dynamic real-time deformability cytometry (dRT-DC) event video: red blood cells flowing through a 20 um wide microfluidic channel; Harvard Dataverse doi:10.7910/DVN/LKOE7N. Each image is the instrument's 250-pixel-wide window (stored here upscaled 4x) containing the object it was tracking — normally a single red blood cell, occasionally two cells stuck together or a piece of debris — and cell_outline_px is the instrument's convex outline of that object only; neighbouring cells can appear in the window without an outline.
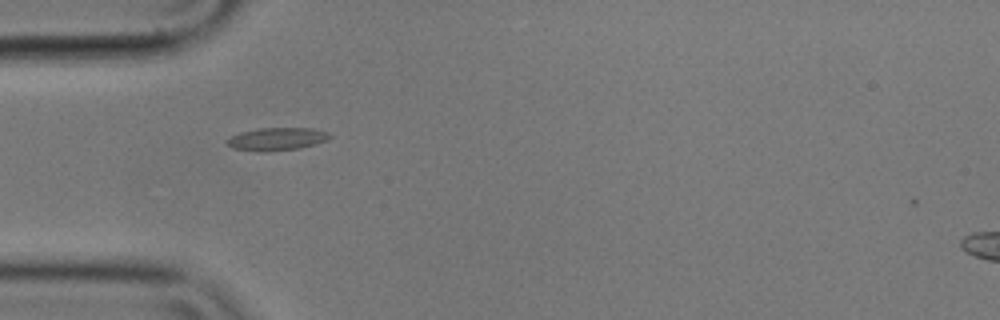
{"species": "common noctule bat (a hibernating species)", "species_latin": "Nyctalus noctula", "temperature_condition": "cold", "stored_images_in_passage": 41, "camera_frame_rate_fps": 3000, "um_per_image_px": 0.085, "animal": {"sex": "male", "body_mass_g": 17.9}, "frame": {"image": 1, "passage_image": 2, "time_ms": 0.333, "image_size_px": [1000, 320], "cell_outline_px": [[332, 136], [328, 140], [316, 144], [300, 148], [264, 152], [256, 152], [232, 148], [224, 140], [240, 132], [260, 128], [312, 128], [328, 132]], "centroid_in_image_um": [23.53, 11.82], "position_along_channel_um": 61.5, "area_um2": 13.81}}
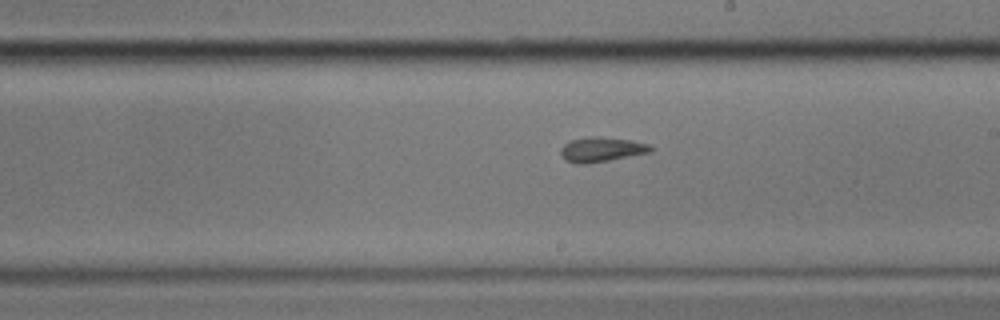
{"frame": {"image": 2, "passage_image": 17, "time_ms": 5.333, "image_size_px": [1000, 320], "cell_outline_px": [[652, 152], [608, 160], [584, 164], [576, 164], [564, 160], [560, 152], [560, 148], [564, 144], [572, 140], [588, 136], [592, 136], [632, 140], [652, 144]], "centroid_in_image_um": [51.13, 12.7], "position_along_channel_um": 237.9, "area_um2": 13.01}}
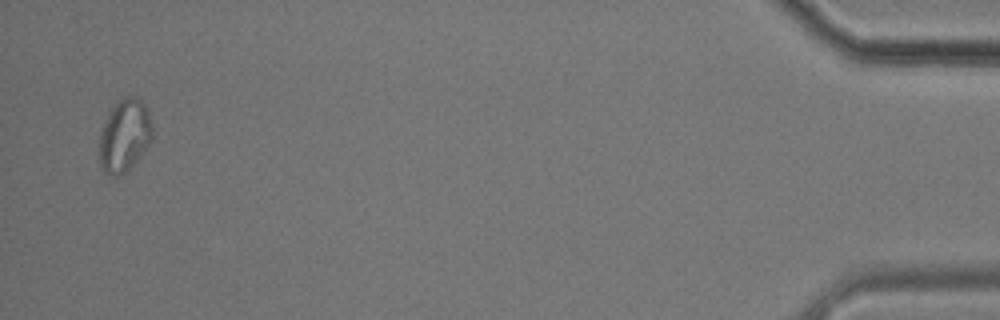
{"frame": {"image": 3, "passage_image": 40, "time_ms": 13.0, "image_size_px": [1000, 320], "cell_outline_px": [[152, 140], [136, 160], [124, 172], [116, 176], [112, 176], [104, 172], [100, 164], [100, 132], [104, 120], [116, 100], [124, 96], [136, 96], [144, 104], [152, 124]], "centroid_in_image_um": [10.57, 11.48], "position_along_channel_um": 424.6, "area_um2": 22.25}, "authors_computed_cell_mechanics": {"area_um2": 12.9472, "velocity_mm_per_s": 3.5492, "shape_relaxation_time_tau1_ms": null, "shape_relaxation_time_tau2_ms": 0.8998, "deformation_change_tau1": null, "deformation_change_tau2": 0.0688}}